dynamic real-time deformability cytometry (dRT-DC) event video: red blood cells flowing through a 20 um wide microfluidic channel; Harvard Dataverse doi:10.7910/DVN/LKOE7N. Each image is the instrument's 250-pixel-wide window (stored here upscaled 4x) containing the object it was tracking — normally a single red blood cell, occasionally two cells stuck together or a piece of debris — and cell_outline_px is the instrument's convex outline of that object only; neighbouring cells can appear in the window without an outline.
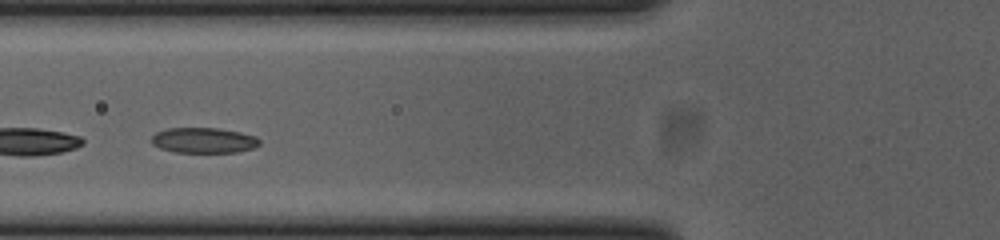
{"species": "common noctule bat (a hibernating species)", "species_latin": "Nyctalus noctula", "temperature_condition": "cold", "stored_images_in_passage": 30, "camera_frame_rate_fps": 3000, "um_per_image_px": 0.085, "animal": {"sex": "female", "body_mass_g": 23.0, "forearm_length_mm": 53.4}, "frame": {"image": 1, "passage_image": 9, "time_ms": 2.667, "image_size_px": [1000, 240], "cell_outline_px": [[260, 144], [252, 148], [236, 152], [176, 152], [160, 148], [152, 144], [152, 136], [156, 132], [168, 128], [216, 128], [240, 132], [256, 136], [260, 140]], "centroid_in_image_um": [17.31, 11.92], "position_along_channel_um": 108.5, "area_um2": 15.9}}